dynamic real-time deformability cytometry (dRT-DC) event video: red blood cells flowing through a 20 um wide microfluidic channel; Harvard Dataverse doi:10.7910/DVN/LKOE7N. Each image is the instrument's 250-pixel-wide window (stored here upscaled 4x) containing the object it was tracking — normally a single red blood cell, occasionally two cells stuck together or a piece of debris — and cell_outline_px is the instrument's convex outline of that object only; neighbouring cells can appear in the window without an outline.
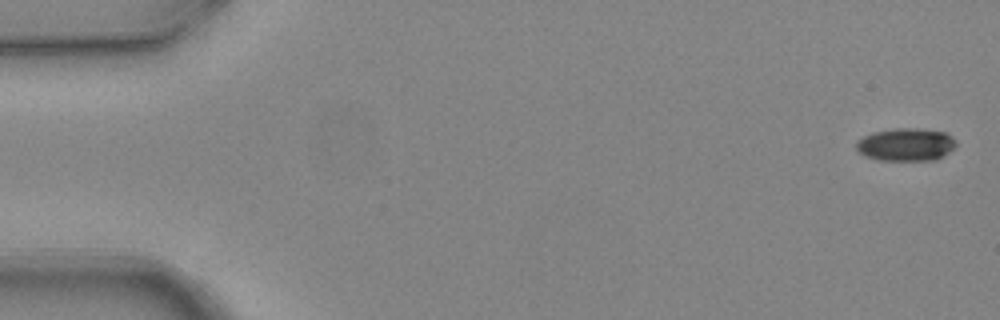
{"species": "common noctule bat (a hibernating species)", "species_latin": "Nyctalus noctula", "temperature_condition": "warm", "stored_images_in_passage": 5, "camera_frame_rate_fps": 3000, "um_per_image_px": 0.085, "animal": {"sex": "female", "body_mass_g": 24.6, "forearm_length_mm": 56.2}, "frame": {"image": 1, "passage_image": 1, "time_ms": 0.0, "image_size_px": [1000, 320], "cell_outline_px": [[956, 144], [948, 152], [936, 160], [880, 160], [864, 156], [856, 148], [856, 140], [872, 132], [896, 128], [916, 128], [948, 132], [956, 140]], "centroid_in_image_um": [77.0, 12.27], "position_along_channel_um": 8.0, "area_um2": 19.19}}
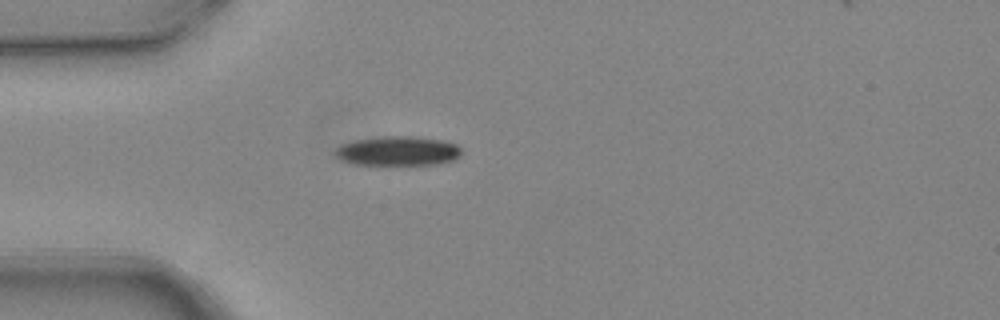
{"frame": {"image": 2, "passage_image": 5, "time_ms": 1.333, "image_size_px": [1000, 320], "cell_outline_px": [[460, 156], [452, 160], [436, 164], [356, 164], [340, 160], [332, 152], [340, 144], [352, 140], [384, 136], [412, 136], [440, 140], [456, 144], [460, 148]], "centroid_in_image_um": [33.75, 12.82], "position_along_channel_um": 51.3, "area_um2": 21.56}}